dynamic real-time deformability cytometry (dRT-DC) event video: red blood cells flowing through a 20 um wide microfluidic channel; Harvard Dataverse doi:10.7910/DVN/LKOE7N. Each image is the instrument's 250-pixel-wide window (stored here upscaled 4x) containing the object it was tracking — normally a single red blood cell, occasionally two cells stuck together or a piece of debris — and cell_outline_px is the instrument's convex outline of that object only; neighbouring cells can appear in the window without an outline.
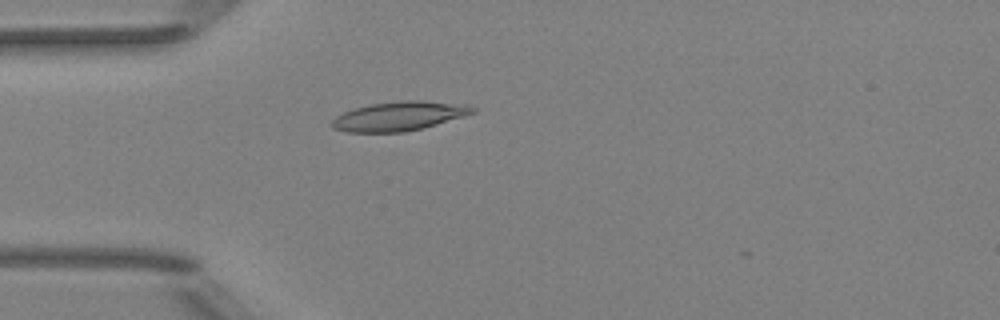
{"species": "Egyptian fruit bat (a non-hibernating species)", "species_latin": "Rousettus aegyptiacus", "temperature_condition": "room temperature", "stored_images_in_passage": 1, "camera_frame_rate_fps": 3000, "um_per_image_px": 0.085, "animal": {"sex": "female"}, "frame": {"image": 1, "passage_image": 1, "time_ms": 0.0, "image_size_px": [1000, 320], "cell_outline_px": [[476, 112], [424, 128], [404, 132], [344, 132], [332, 128], [332, 120], [336, 116], [344, 112], [356, 108], [372, 104], [400, 100], [420, 100], [464, 104], [476, 108]], "centroid_in_image_um": [33.93, 9.87], "position_along_channel_um": 51.1, "area_um2": 23.87}}